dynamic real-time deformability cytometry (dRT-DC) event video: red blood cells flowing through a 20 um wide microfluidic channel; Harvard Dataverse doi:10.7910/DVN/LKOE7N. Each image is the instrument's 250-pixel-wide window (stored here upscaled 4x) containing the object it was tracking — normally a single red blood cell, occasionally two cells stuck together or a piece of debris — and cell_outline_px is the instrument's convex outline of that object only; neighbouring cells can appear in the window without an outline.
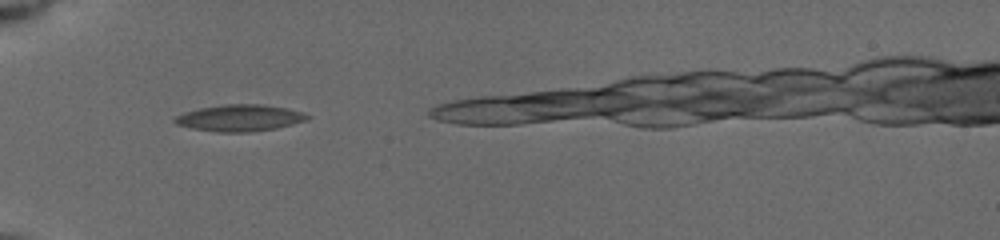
{"species": "common noctule bat (a hibernating species)", "species_latin": "Nyctalus noctula", "temperature_condition": "cold", "stored_images_in_passage": 12, "segment_of_instrument_passage": [1, 2], "camera_frame_rate_fps": 3000, "um_per_image_px": 0.085, "animal": {"sex": "female", "body_mass_g": 19.5, "forearm_length_mm": 54.1}, "frame": {"image": 1, "passage_image": 3, "time_ms": 0.667, "image_size_px": [1000, 240], "cell_outline_px": [[312, 116], [308, 120], [276, 128], [248, 132], [216, 132], [192, 128], [176, 124], [172, 120], [176, 116], [184, 112], [200, 108], [224, 104], [264, 104], [288, 108], [304, 112]], "centroid_in_image_um": [20.41, 10.02], "position_along_channel_um": 64.6, "area_um2": 20.69}}
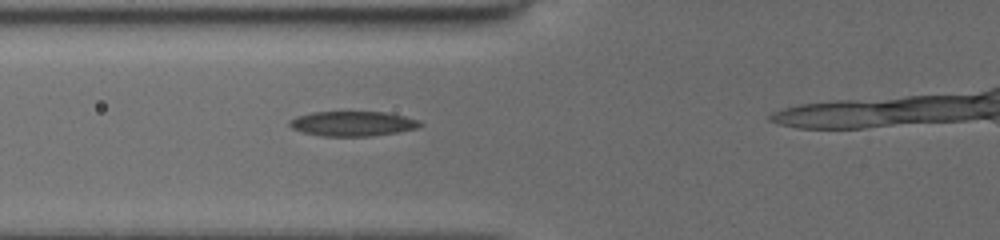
{"frame": {"image": 2, "passage_image": 7, "time_ms": 1.667, "image_size_px": [1000, 240], "cell_outline_px": [[424, 124], [420, 128], [400, 132], [372, 136], [324, 136], [300, 132], [292, 128], [288, 124], [288, 120], [296, 116], [312, 112], [384, 112], [404, 116], [420, 120]], "centroid_in_image_um": [30.0, 10.51], "position_along_channel_um": 95.8, "area_um2": 19.19}}
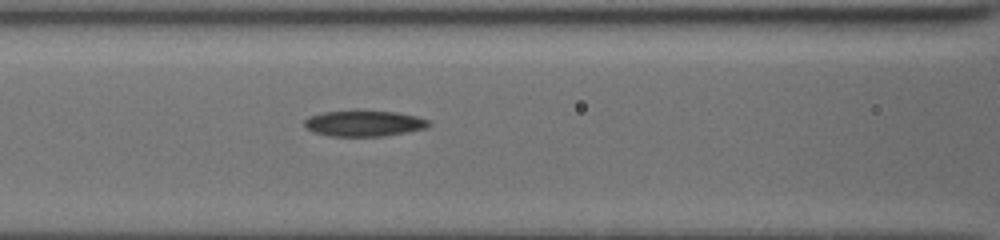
{"frame": {"image": 3, "passage_image": 11, "time_ms": 2.667, "image_size_px": [1000, 240], "cell_outline_px": [[432, 124], [428, 128], [408, 132], [384, 136], [332, 136], [312, 132], [304, 124], [304, 120], [308, 116], [324, 112], [356, 108], [396, 112], [416, 116], [428, 120]], "centroid_in_image_um": [30.95, 10.45], "position_along_channel_um": 135.7, "area_um2": 19.48}}